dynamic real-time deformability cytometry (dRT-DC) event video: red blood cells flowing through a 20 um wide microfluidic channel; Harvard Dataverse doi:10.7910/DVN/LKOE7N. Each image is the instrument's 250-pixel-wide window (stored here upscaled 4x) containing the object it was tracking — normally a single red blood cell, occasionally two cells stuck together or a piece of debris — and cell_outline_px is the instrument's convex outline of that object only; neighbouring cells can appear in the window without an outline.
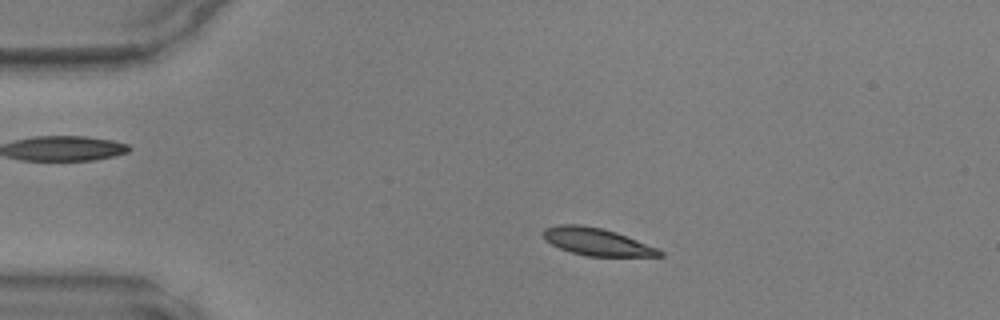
{"species": "common noctule bat (a hibernating species)", "species_latin": "Nyctalus noctula", "temperature_condition": "warm", "stored_images_in_passage": 46, "camera_frame_rate_fps": 3000, "um_per_image_px": 0.085, "animal": {"sex": "male", "body_mass_g": 17.9, "forearm_length_mm": 54.2}, "frame": {"image": 1, "passage_image": 8, "time_ms": 2.333, "image_size_px": [1000, 320], "cell_outline_px": [[664, 256], [588, 256], [572, 252], [560, 248], [544, 240], [544, 228], [556, 224], [580, 224], [604, 228], [616, 232], [656, 248], [664, 252]], "centroid_in_image_um": [50.7, 20.53], "position_along_channel_um": 34.3, "area_um2": 18.44}}
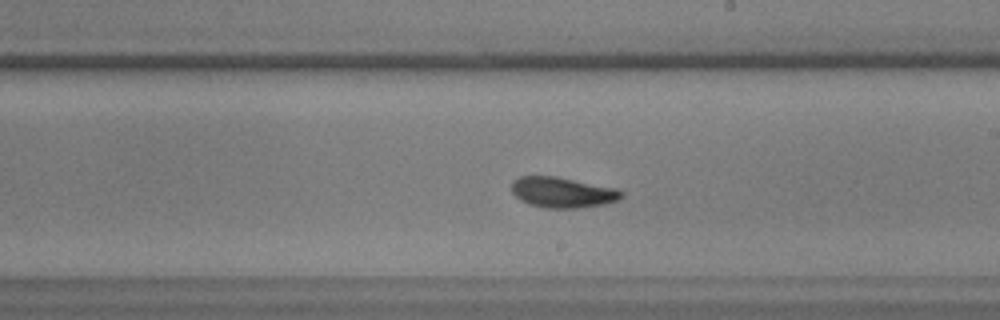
{"frame": {"image": 2, "passage_image": 26, "time_ms": 8.333, "image_size_px": [1000, 320], "cell_outline_px": [[624, 196], [616, 200], [604, 204], [576, 208], [544, 208], [528, 204], [520, 200], [512, 192], [512, 180], [520, 176], [556, 176], [616, 188], [624, 192]], "centroid_in_image_um": [47.79, 16.35], "position_along_channel_um": 241.2, "area_um2": 19.59}}
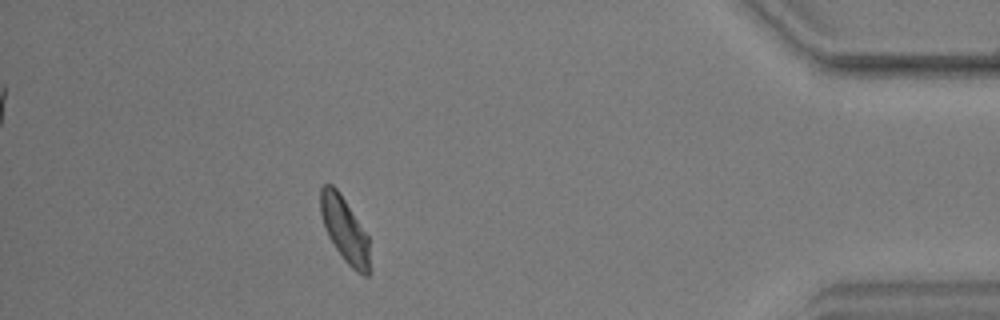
{"frame": {"image": 3, "passage_image": 41, "time_ms": 13.333, "image_size_px": [1000, 320], "cell_outline_px": [[368, 276], [364, 276], [356, 272], [344, 260], [328, 236], [320, 212], [320, 188], [324, 184], [332, 184], [340, 192], [368, 236]], "centroid_in_image_um": [29.27, 19.48], "position_along_channel_um": 405.9, "area_um2": 18.32}}